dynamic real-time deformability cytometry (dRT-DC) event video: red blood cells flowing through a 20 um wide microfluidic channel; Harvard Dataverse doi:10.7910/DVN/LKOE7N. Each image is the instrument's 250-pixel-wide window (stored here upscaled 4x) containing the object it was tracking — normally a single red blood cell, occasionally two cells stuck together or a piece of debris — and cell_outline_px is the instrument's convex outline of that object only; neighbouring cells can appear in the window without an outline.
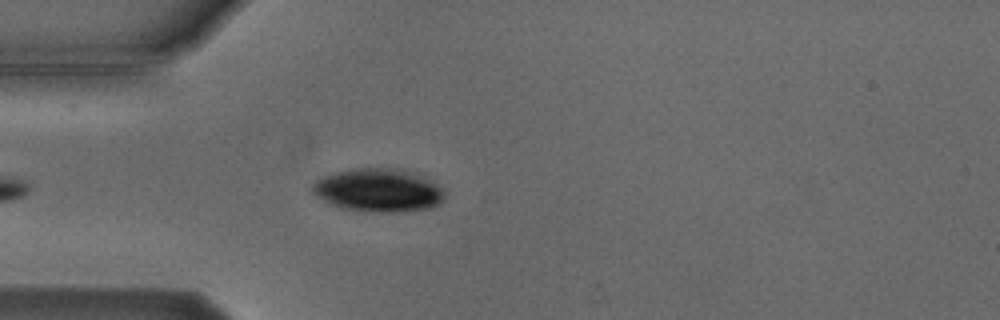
{"species": "Egyptian fruit bat (a non-hibernating species)", "species_latin": "Rousettus aegyptiacus", "temperature_condition": "cold", "stored_images_in_passage": 1, "camera_frame_rate_fps": 3000, "um_per_image_px": 0.085, "animal": {"sex": "male"}, "frame": {"image": 1, "passage_image": 1, "time_ms": 0.0, "image_size_px": [1000, 320], "cell_outline_px": [[444, 200], [440, 204], [428, 208], [404, 212], [372, 212], [340, 208], [328, 204], [316, 196], [312, 192], [312, 184], [320, 176], [352, 168], [400, 168], [416, 172], [432, 180], [444, 192]], "centroid_in_image_um": [32.15, 16.16], "position_along_channel_um": 52.9, "area_um2": 33.93}}